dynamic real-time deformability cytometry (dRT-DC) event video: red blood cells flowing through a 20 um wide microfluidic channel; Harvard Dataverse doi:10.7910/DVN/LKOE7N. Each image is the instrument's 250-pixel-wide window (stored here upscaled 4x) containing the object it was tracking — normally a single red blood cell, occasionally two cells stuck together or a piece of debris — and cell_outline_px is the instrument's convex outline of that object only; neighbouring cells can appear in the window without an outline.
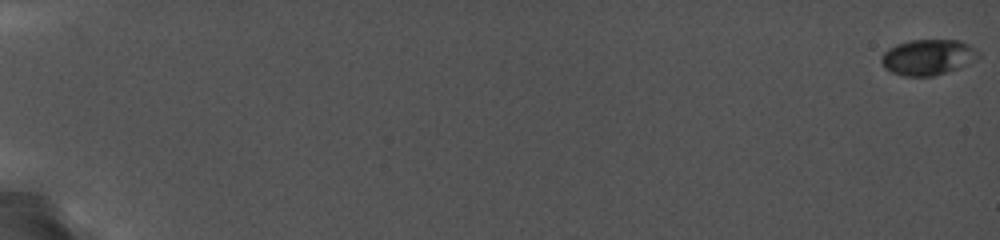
{"species": "common noctule bat (a hibernating species)", "species_latin": "Nyctalus noctula", "temperature_condition": "cold", "stored_images_in_passage": 81, "camera_frame_rate_fps": 5000, "um_per_image_px": 0.085, "animal": {"sex": "female", "body_mass_g": 19.0, "forearm_length_mm": 56.7}, "frame": {"image": 1, "passage_image": 1, "time_ms": 0.0, "image_size_px": [1000, 240], "cell_outline_px": [[980, 56], [960, 68], [936, 76], [904, 76], [892, 72], [884, 68], [880, 60], [880, 56], [888, 48], [896, 44], [908, 40], [960, 40], [976, 48], [980, 52]], "centroid_in_image_um": [78.87, 4.86], "position_along_channel_um": 6.1, "area_um2": 20.46}}
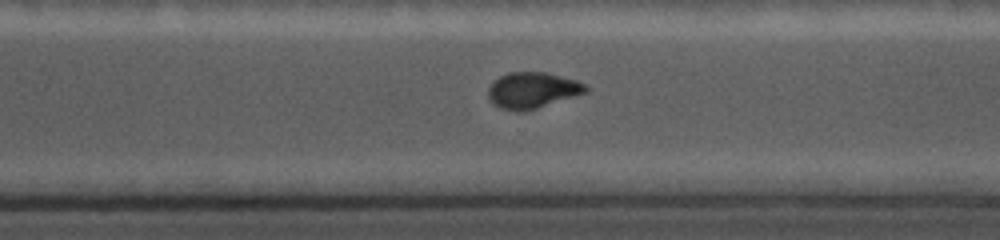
{"frame": {"image": 2, "passage_image": 73, "time_ms": 14.4, "image_size_px": [1000, 240], "cell_outline_px": [[588, 92], [536, 108], [520, 112], [516, 112], [500, 108], [492, 104], [488, 96], [488, 88], [500, 76], [508, 72], [544, 72], [576, 80], [584, 84], [588, 88]], "centroid_in_image_um": [45.23, 7.68], "position_along_channel_um": 325.4, "area_um2": 20.35}}
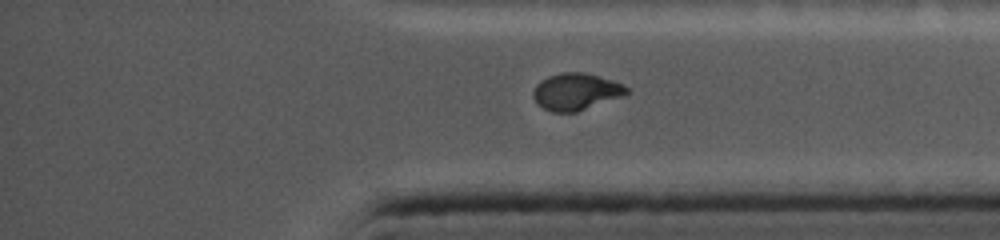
{"frame": {"image": 3, "passage_image": 81, "time_ms": 16.0, "image_size_px": [1000, 240], "cell_outline_px": [[632, 92], [624, 96], [576, 112], [552, 112], [544, 108], [532, 96], [532, 92], [536, 84], [540, 80], [548, 76], [560, 72], [584, 72], [612, 80], [624, 84]], "centroid_in_image_um": [48.99, 7.78], "position_along_channel_um": 386.2, "area_um2": 20.23}}